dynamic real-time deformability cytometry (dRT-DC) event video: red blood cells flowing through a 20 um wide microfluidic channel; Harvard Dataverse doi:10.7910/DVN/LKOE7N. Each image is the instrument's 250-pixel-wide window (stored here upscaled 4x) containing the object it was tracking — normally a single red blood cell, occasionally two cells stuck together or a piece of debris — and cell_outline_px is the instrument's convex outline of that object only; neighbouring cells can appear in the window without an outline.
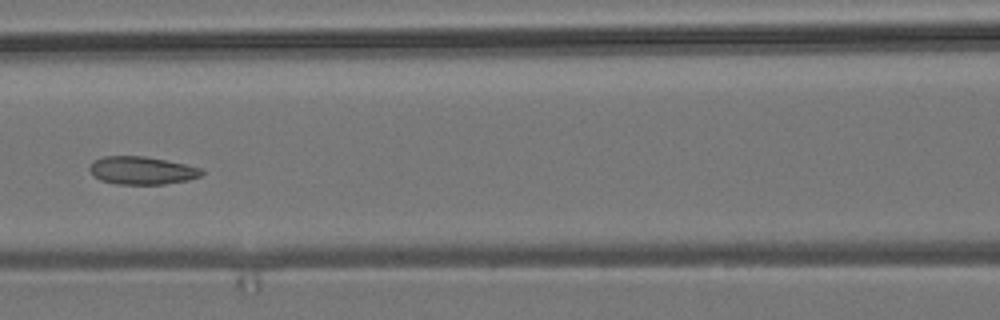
{"species": "common noctule bat (a hibernating species)", "species_latin": "Nyctalus noctula", "temperature_condition": "room temperature", "stored_images_in_passage": 8, "camera_frame_rate_fps": 3000, "um_per_image_px": 0.085, "animal": {"sex": "male", "body_mass_g": 19.2, "forearm_length_mm": 51.8}, "frame": {"image": 1, "passage_image": 5, "time_ms": 4.667, "image_size_px": [1000, 320], "cell_outline_px": [[204, 172], [200, 176], [188, 180], [164, 184], [116, 184], [100, 180], [92, 176], [88, 168], [92, 160], [104, 156], [144, 156], [184, 164], [200, 168]], "centroid_in_image_um": [11.99, 14.49], "position_along_channel_um": 154.6, "area_um2": 18.26}}
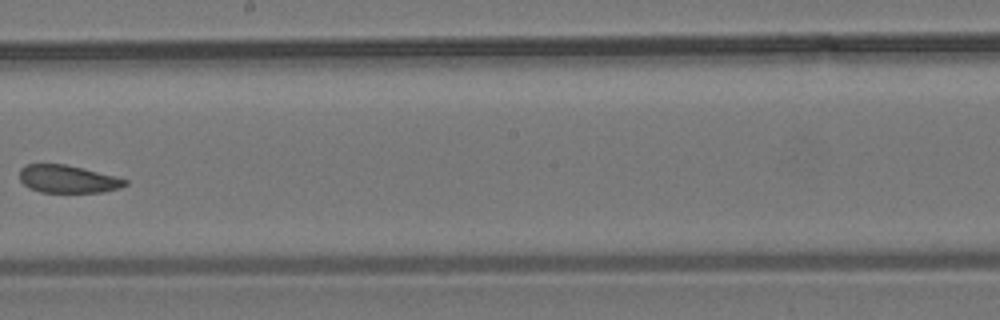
{"frame": {"image": 2, "passage_image": 7, "time_ms": 7.0, "image_size_px": [1000, 320], "cell_outline_px": [[128, 184], [120, 188], [104, 192], [40, 192], [28, 188], [20, 180], [20, 168], [28, 164], [64, 164], [116, 176], [128, 180]], "centroid_in_image_um": [5.77, 15.23], "position_along_channel_um": 242.4, "area_um2": 17.05}}
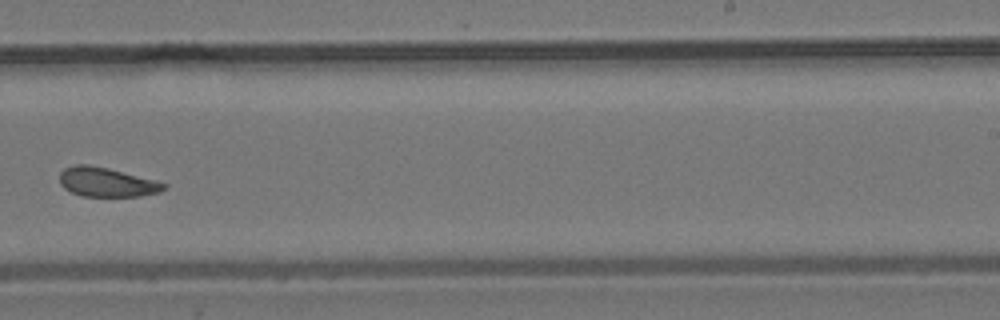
{"frame": {"image": 3, "passage_image": 8, "time_ms": 8.0, "image_size_px": [1000, 320], "cell_outline_px": [[168, 188], [160, 192], [140, 196], [84, 196], [72, 192], [64, 188], [60, 184], [60, 172], [64, 168], [76, 164], [88, 164], [108, 168], [168, 184]], "centroid_in_image_um": [9.07, 15.48], "position_along_channel_um": 279.9, "area_um2": 17.69}}